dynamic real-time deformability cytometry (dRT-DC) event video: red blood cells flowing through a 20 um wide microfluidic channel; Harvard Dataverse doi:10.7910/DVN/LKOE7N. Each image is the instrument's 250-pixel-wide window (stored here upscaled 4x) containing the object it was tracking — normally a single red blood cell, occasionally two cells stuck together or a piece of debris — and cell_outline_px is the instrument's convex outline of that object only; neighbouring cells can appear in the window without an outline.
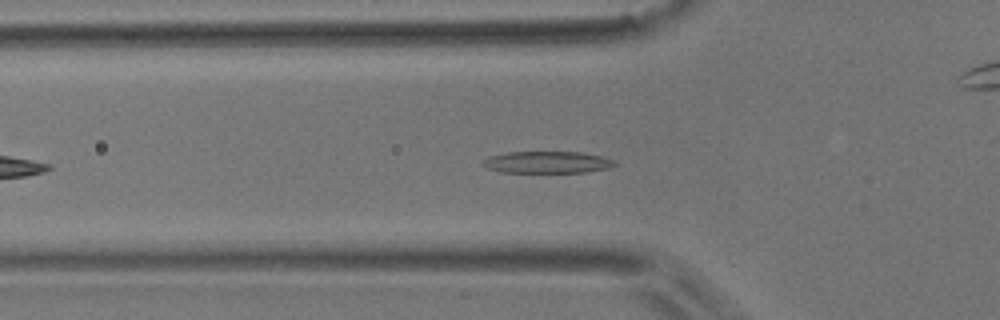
{"species": "common noctule bat (a hibernating species)", "species_latin": "Nyctalus noctula", "temperature_condition": "room temperature", "stored_images_in_passage": 43, "camera_frame_rate_fps": 3000, "um_per_image_px": 0.085, "animal": {"sex": "male", "body_mass_g": 17.9}, "frame": {"image": 1, "passage_image": 10, "time_ms": 3.0, "image_size_px": [1000, 320], "cell_outline_px": [[616, 164], [608, 168], [588, 172], [500, 172], [488, 168], [480, 164], [488, 156], [508, 152], [580, 152], [600, 156], [616, 160]], "centroid_in_image_um": [46.5, 13.79], "position_along_channel_um": 79.3, "area_um2": 16.76}}
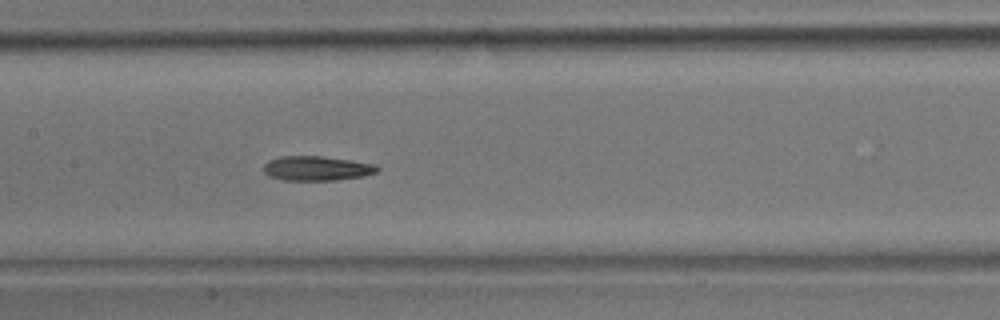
{"frame": {"image": 2, "passage_image": 18, "time_ms": 5.667, "image_size_px": [1000, 320], "cell_outline_px": [[380, 168], [376, 172], [364, 176], [336, 180], [284, 180], [268, 176], [264, 172], [264, 164], [268, 160], [280, 156], [324, 156], [352, 160], [376, 164]], "centroid_in_image_um": [26.93, 14.3], "position_along_channel_um": 180.5, "area_um2": 16.42}}
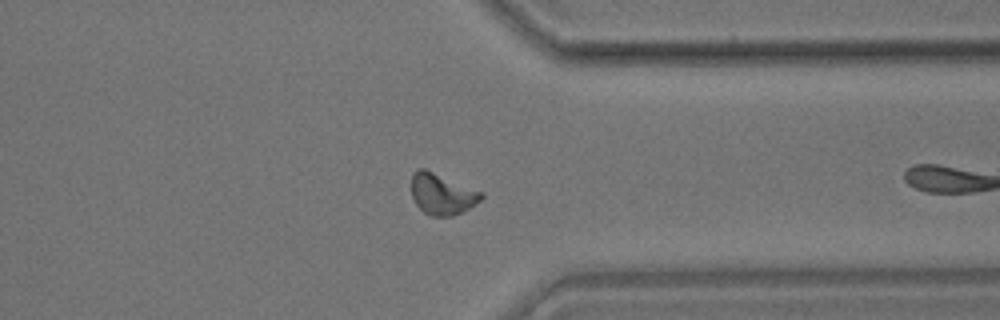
{"frame": {"image": 3, "passage_image": 30, "time_ms": 9.667, "image_size_px": [1000, 320], "cell_outline_px": [[484, 196], [476, 204], [452, 216], [432, 216], [424, 212], [416, 204], [412, 196], [412, 172], [416, 168], [424, 168], [484, 192]], "centroid_in_image_um": [37.57, 16.47], "position_along_channel_um": 373.8, "area_um2": 16.7}, "authors_computed_cell_mechanics": {"area_um2": 16.2996, "velocity_mm_per_s": 3.758, "shape_relaxation_time_tau1_ms": 5.5551, "shape_relaxation_time_tau2_ms": 5.8531, "deformation_change_tau1": 0.1734, "deformation_change_tau2": 0.1405}}